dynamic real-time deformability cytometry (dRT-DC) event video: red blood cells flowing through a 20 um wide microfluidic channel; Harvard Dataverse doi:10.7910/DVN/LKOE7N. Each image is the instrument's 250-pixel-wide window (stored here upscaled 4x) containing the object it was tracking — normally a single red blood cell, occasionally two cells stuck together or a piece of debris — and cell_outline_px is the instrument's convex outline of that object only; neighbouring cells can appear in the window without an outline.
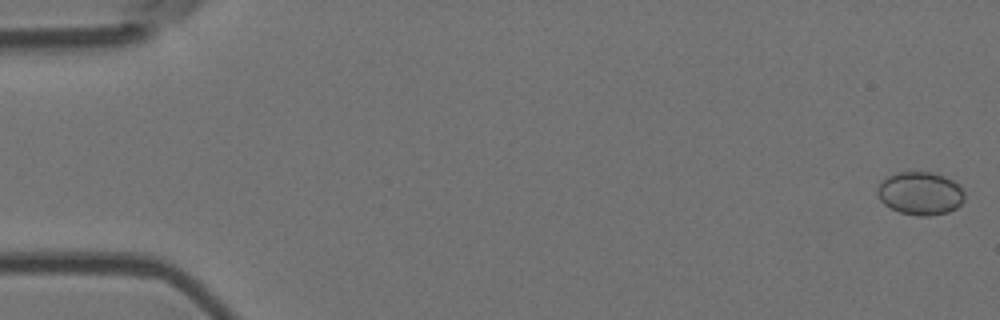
{"species": "Egyptian fruit bat (a non-hibernating species)", "species_latin": "Rousettus aegyptiacus", "temperature_condition": "room temperature", "stored_images_in_passage": 5, "camera_frame_rate_fps": 3000, "um_per_image_px": 0.085, "animal": {"sex": "female"}, "frame": {"image": 1, "passage_image": 1, "time_ms": 0.0, "image_size_px": [1000, 320], "cell_outline_px": [[964, 200], [956, 208], [948, 212], [928, 216], [916, 216], [900, 212], [884, 204], [880, 200], [876, 192], [876, 188], [888, 176], [896, 172], [932, 172], [944, 176], [952, 180], [964, 192]], "centroid_in_image_um": [78.21, 16.44], "position_along_channel_um": 6.8, "area_um2": 21.79}}
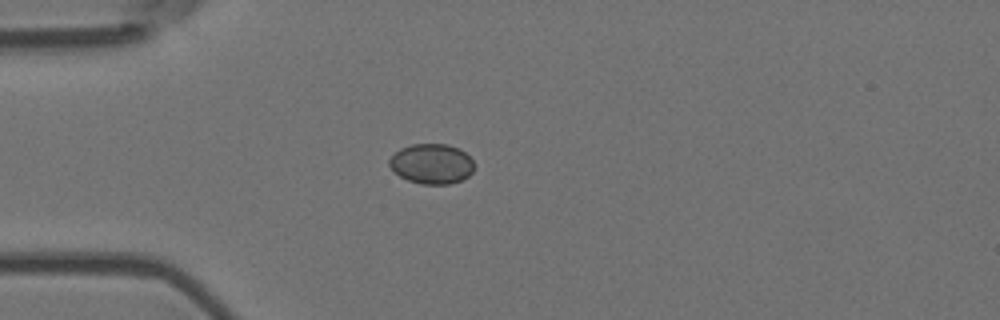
{"frame": {"image": 2, "passage_image": 5, "time_ms": 1.333, "image_size_px": [1000, 320], "cell_outline_px": [[472, 172], [468, 176], [460, 180], [448, 184], [420, 184], [408, 180], [400, 176], [388, 164], [388, 160], [400, 148], [412, 144], [448, 144], [460, 148], [472, 160]], "centroid_in_image_um": [36.68, 13.91], "position_along_channel_um": 48.3, "area_um2": 19.65}}